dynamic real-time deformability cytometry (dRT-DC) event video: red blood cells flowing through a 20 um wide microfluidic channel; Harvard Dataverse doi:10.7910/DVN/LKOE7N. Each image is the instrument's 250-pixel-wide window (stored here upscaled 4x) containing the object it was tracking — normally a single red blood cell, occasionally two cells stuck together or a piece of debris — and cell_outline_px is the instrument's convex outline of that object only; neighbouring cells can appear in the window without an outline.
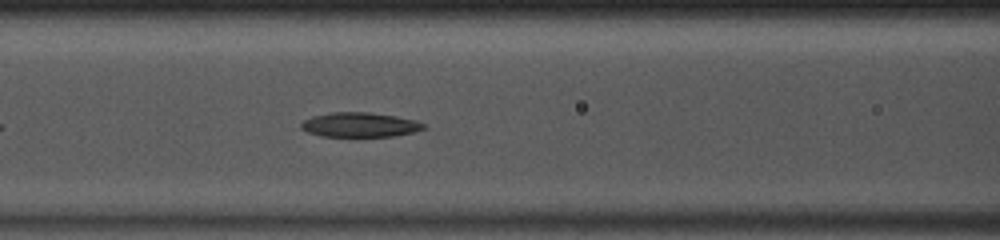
{"species": "common noctule bat (a hibernating species)", "species_latin": "Nyctalus noctula", "temperature_condition": "room temperature", "stored_images_in_passage": 35, "camera_frame_rate_fps": 3000, "um_per_image_px": 0.085, "animal": {"sex": "male", "body_mass_g": 13.0, "forearm_length_mm": 53.1}, "frame": {"image": 1, "passage_image": 10, "time_ms": 3.0, "image_size_px": [1000, 240], "cell_outline_px": [[428, 128], [412, 132], [392, 136], [324, 136], [308, 132], [300, 128], [300, 124], [304, 120], [312, 116], [332, 112], [368, 112], [396, 116], [416, 120], [424, 124]], "centroid_in_image_um": [30.59, 10.6], "position_along_channel_um": 136.0, "area_um2": 17.46}}
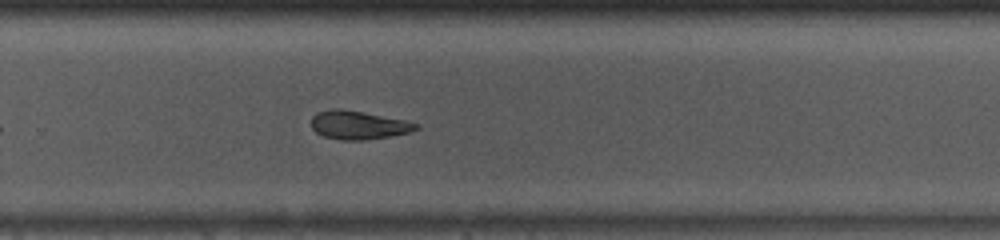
{"frame": {"image": 2, "passage_image": 22, "time_ms": 7.0, "image_size_px": [1000, 240], "cell_outline_px": [[420, 128], [408, 132], [392, 136], [368, 140], [340, 140], [324, 136], [316, 132], [312, 128], [312, 116], [316, 112], [336, 108], [340, 108], [404, 120], [420, 124]], "centroid_in_image_um": [30.46, 10.64], "position_along_channel_um": 299.3, "area_um2": 17.34}}
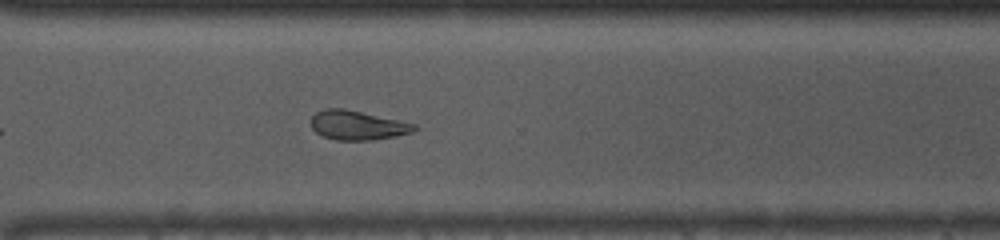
{"frame": {"image": 3, "passage_image": 25, "time_ms": 8.0, "image_size_px": [1000, 240], "cell_outline_px": [[420, 128], [412, 132], [372, 140], [336, 140], [324, 136], [316, 132], [312, 128], [312, 116], [316, 112], [328, 108], [340, 108], [360, 112], [416, 124]], "centroid_in_image_um": [30.38, 10.65], "position_along_channel_um": 340.2, "area_um2": 17.22}, "authors_computed_cell_mechanics": {"area_um2": 17.9758, "velocity_mm_per_s": 4.0881, "shape_relaxation_time_tau1_ms": 10.7954, "shape_relaxation_time_tau2_ms": null, "deformation_change_tau1": 0.2302, "deformation_change_tau2": null}}